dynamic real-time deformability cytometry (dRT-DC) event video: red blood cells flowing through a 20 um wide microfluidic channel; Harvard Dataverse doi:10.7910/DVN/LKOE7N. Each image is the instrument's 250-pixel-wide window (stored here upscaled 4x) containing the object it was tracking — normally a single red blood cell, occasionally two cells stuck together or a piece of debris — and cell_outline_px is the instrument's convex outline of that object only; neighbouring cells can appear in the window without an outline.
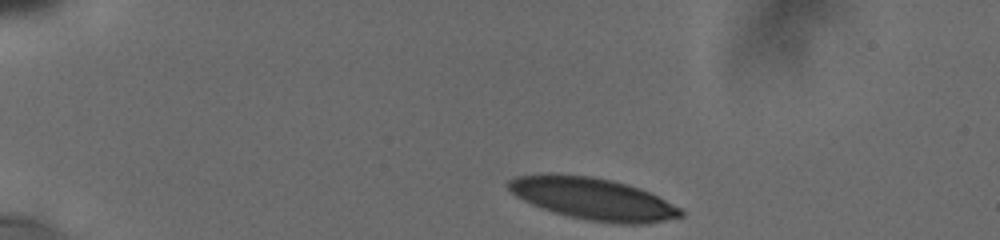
{"species": "human", "species_latin": "Homo sapiens", "temperature_condition": "cold", "stored_images_in_passage": 5, "camera_frame_rate_fps": 3000, "um_per_image_px": 0.085, "donor": {"sex": "male"}, "frame": {"image": 1, "passage_image": 1, "time_ms": 0.0, "image_size_px": [1000, 240], "cell_outline_px": [[684, 216], [648, 224], [620, 224], [588, 220], [568, 216], [532, 204], [516, 196], [508, 188], [508, 180], [512, 176], [548, 172], [560, 172], [592, 176], [612, 180], [628, 184], [640, 188], [680, 208], [684, 212]], "centroid_in_image_um": [50.37, 16.86], "position_along_channel_um": 34.6, "area_um2": 42.48}}